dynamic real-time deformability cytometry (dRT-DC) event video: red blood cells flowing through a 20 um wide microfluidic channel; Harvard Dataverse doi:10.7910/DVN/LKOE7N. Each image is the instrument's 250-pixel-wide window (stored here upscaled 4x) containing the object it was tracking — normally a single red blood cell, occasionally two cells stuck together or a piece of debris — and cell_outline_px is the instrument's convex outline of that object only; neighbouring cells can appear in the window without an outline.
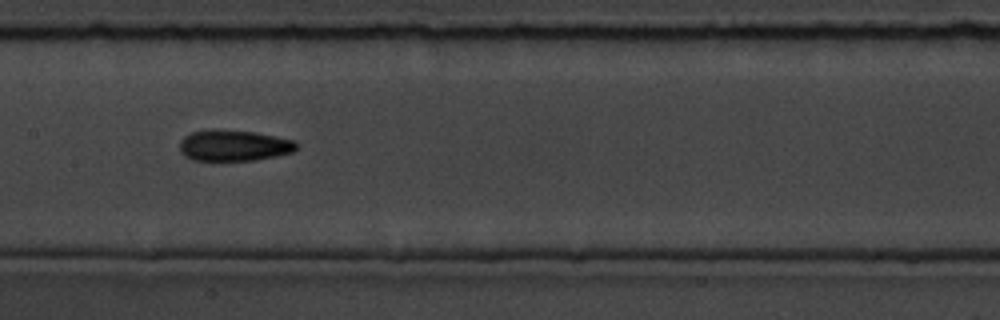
{"species": "common noctule bat (a hibernating species)", "species_latin": "Nyctalus noctula", "temperature_condition": "room temperature", "stored_images_in_passage": 14, "camera_frame_rate_fps": 3000, "um_per_image_px": 0.085, "animal": {"sex": "male", "body_mass_g": 19.5, "forearm_length_mm": 54.6}, "frame": {"image": 1, "passage_image": 7, "time_ms": 7.667, "image_size_px": [1000, 320], "cell_outline_px": [[296, 148], [292, 152], [276, 156], [256, 160], [192, 160], [184, 156], [180, 152], [180, 140], [184, 136], [192, 132], [212, 128], [256, 132], [296, 140]], "centroid_in_image_um": [19.85, 12.35], "position_along_channel_um": 187.5, "area_um2": 21.39}}
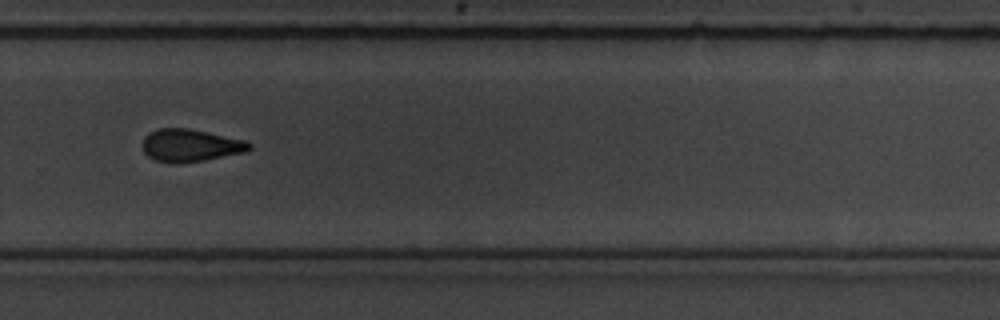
{"frame": {"image": 2, "passage_image": 10, "time_ms": 11.0, "image_size_px": [1000, 320], "cell_outline_px": [[252, 148], [244, 152], [204, 160], [156, 160], [148, 156], [144, 152], [144, 136], [148, 132], [156, 128], [188, 128], [248, 140], [252, 144]], "centroid_in_image_um": [16.24, 12.3], "position_along_channel_um": 313.6, "area_um2": 19.65}, "authors_computed_cell_mechanics": {"area_um2": 22.3686, "velocity_mm_per_s": 3.776, "shape_relaxation_time_tau1_ms": 5.9333, "shape_relaxation_time_tau2_ms": null, "deformation_change_tau1": 0.1256, "deformation_change_tau2": null}}